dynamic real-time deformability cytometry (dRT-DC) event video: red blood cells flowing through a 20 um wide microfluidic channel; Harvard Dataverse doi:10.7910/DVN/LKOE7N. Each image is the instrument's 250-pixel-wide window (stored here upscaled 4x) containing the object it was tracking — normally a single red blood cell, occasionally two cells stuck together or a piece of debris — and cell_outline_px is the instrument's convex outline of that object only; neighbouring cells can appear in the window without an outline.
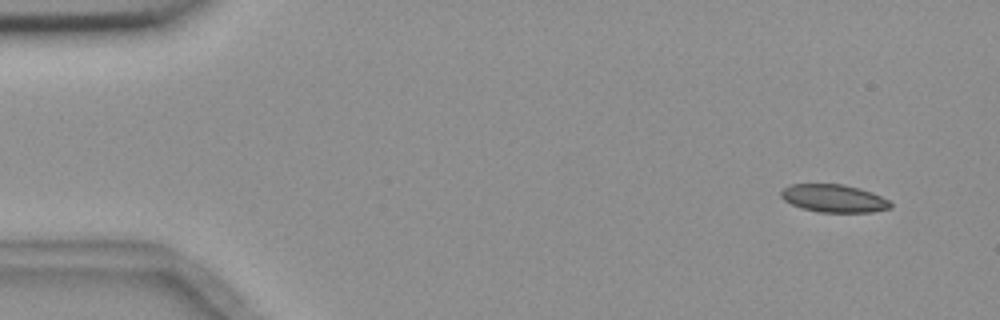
{"species": "common noctule bat (a hibernating species)", "species_latin": "Nyctalus noctula", "temperature_condition": "room temperature", "stored_images_in_passage": 4, "camera_frame_rate_fps": 3000, "um_per_image_px": 0.085, "animal": {"sex": "female", "body_mass_g": 18.4}, "frame": {"image": 1, "passage_image": 1, "time_ms": 0.0, "image_size_px": [1000, 320], "cell_outline_px": [[892, 208], [872, 212], [820, 212], [804, 208], [792, 204], [784, 200], [780, 196], [780, 192], [788, 184], [844, 184], [860, 188], [872, 192], [888, 200], [892, 204]], "centroid_in_image_um": [70.89, 16.85], "position_along_channel_um": 14.1, "area_um2": 17.74}}
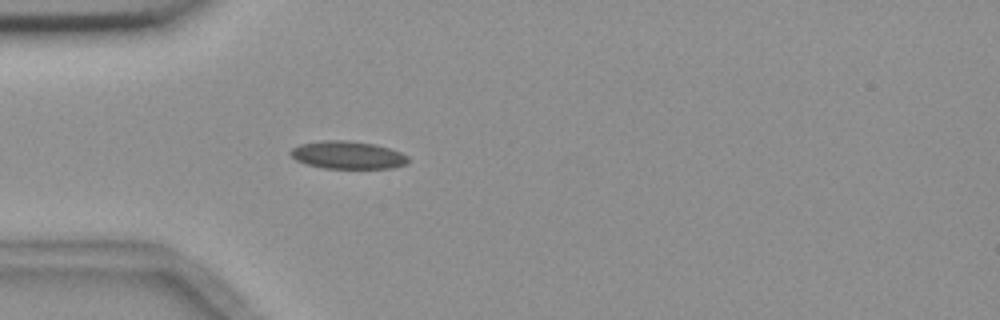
{"frame": {"image": 2, "passage_image": 4, "time_ms": 4.0, "image_size_px": [1000, 320], "cell_outline_px": [[408, 160], [404, 164], [392, 168], [324, 168], [308, 164], [296, 160], [288, 152], [292, 148], [300, 144], [324, 140], [348, 140], [376, 144], [400, 152], [408, 156]], "centroid_in_image_um": [29.53, 13.17], "position_along_channel_um": 55.5, "area_um2": 18.9}}